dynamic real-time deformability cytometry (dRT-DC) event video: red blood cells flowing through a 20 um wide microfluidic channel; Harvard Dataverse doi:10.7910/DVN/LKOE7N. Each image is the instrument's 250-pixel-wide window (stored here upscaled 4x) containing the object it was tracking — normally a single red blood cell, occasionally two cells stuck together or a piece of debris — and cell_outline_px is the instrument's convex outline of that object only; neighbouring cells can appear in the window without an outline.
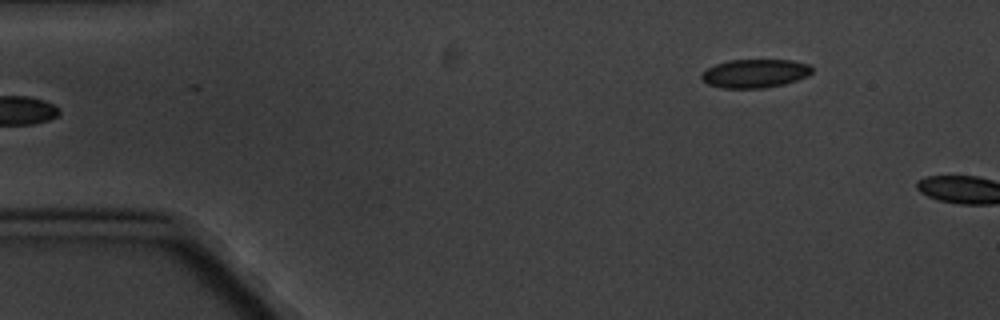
{"species": "common noctule bat (a hibernating species)", "species_latin": "Nyctalus noctula", "temperature_condition": "cold", "stored_images_in_passage": 6, "segment_of_instrument_passage": [2, 2], "camera_frame_rate_fps": 3000, "um_per_image_px": 0.085, "animal": {"sex": "male", "body_mass_g": 20.1, "forearm_length_mm": 53.5}, "frame": {"image": 1, "passage_image": 6, "time_ms": 5.667, "image_size_px": [1000, 320], "cell_outline_px": [[812, 72], [808, 76], [784, 84], [764, 88], [724, 88], [708, 84], [700, 76], [708, 68], [716, 64], [728, 60], [792, 60], [812, 64]], "centroid_in_image_um": [64.22, 6.23], "position_along_channel_um": 20.8, "area_um2": 18.38}}